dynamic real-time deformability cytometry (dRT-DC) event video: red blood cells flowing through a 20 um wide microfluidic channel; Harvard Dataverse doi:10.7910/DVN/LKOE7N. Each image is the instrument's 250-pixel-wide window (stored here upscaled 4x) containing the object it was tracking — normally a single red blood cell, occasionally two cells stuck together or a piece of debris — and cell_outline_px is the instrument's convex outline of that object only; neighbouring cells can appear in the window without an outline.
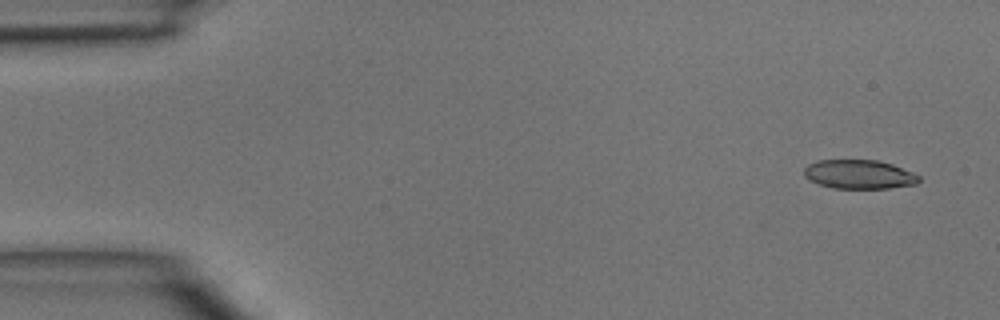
{"species": "common noctule bat (a hibernating species)", "species_latin": "Nyctalus noctula", "temperature_condition": "room temperature", "stored_images_in_passage": 5, "camera_frame_rate_fps": 3000, "um_per_image_px": 0.085, "animal": {"sex": "male", "body_mass_g": 15.6}, "frame": {"image": 1, "passage_image": 1, "time_ms": 0.0, "image_size_px": [1000, 320], "cell_outline_px": [[920, 180], [916, 184], [888, 188], [832, 188], [808, 180], [804, 176], [804, 168], [808, 164], [816, 160], [876, 160], [892, 164], [912, 172], [920, 176]], "centroid_in_image_um": [73.0, 14.81], "position_along_channel_um": 12.0, "area_um2": 19.42}}
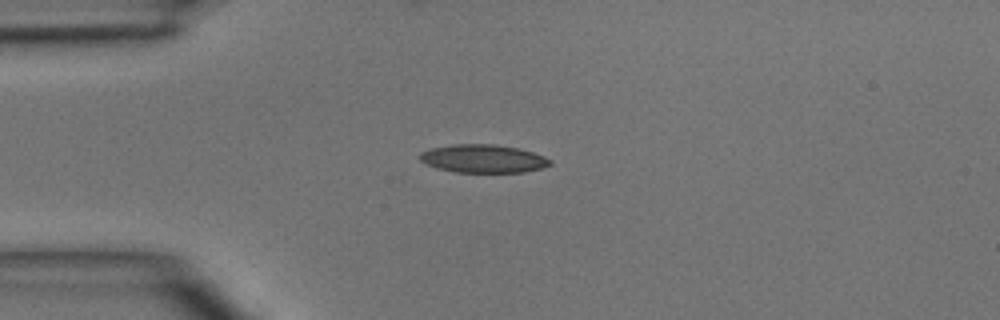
{"frame": {"image": 2, "passage_image": 4, "time_ms": 3.0, "image_size_px": [1000, 320], "cell_outline_px": [[552, 164], [540, 168], [524, 172], [456, 172], [436, 168], [420, 160], [420, 152], [432, 148], [452, 144], [492, 144], [516, 148], [532, 152], [544, 156], [552, 160]], "centroid_in_image_um": [41.07, 13.48], "position_along_channel_um": 43.9, "area_um2": 21.21}}